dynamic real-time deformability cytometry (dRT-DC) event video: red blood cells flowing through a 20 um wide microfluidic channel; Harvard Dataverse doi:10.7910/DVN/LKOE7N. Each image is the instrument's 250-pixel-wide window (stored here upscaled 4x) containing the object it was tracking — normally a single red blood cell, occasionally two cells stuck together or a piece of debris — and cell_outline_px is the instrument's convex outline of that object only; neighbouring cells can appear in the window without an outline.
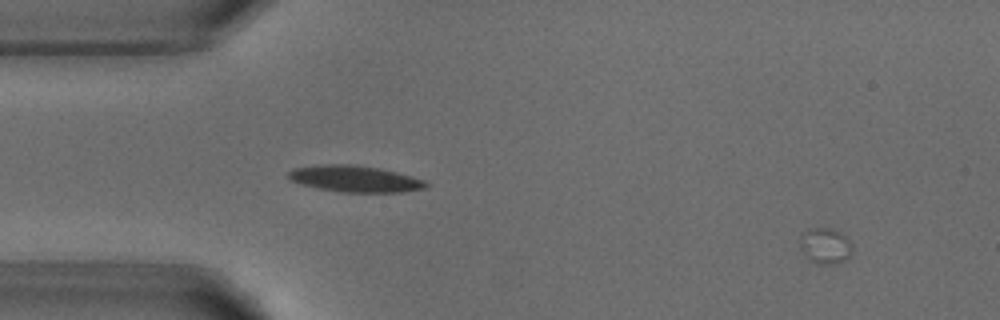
{"species": "common noctule bat (a hibernating species)", "species_latin": "Nyctalus noctula", "temperature_condition": "warm", "stored_images_in_passage": 1, "camera_frame_rate_fps": 3000, "um_per_image_px": 0.085, "animal": {"sex": "male", "body_mass_g": 18.8}, "frame": {"image": 1, "passage_image": 1, "time_ms": 0.0, "image_size_px": [1000, 320], "cell_outline_px": [[852, 252], [848, 260], [832, 264], [816, 264], [800, 248], [800, 232], [808, 228], [832, 228], [840, 232], [852, 244]], "centroid_in_image_um": [70.15, 20.88], "position_along_channel_um": 14.8, "area_um2": 11.04}}